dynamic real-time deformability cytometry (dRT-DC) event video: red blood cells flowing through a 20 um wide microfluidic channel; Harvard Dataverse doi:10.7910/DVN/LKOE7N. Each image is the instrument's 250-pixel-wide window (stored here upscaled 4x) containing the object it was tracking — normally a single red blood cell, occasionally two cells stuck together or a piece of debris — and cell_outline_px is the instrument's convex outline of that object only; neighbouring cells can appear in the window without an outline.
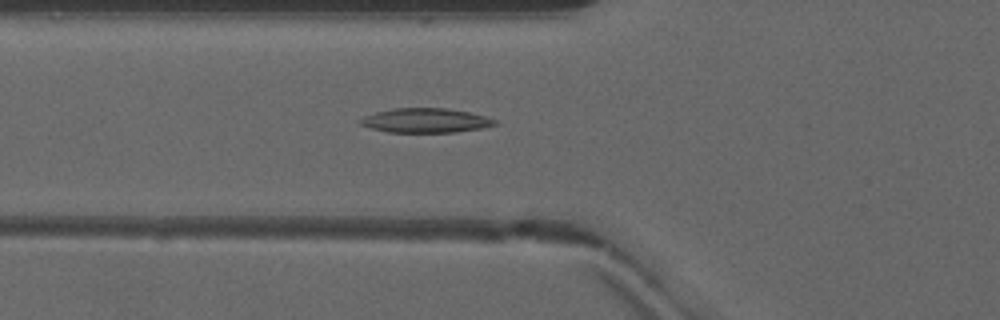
{"species": "common noctule bat (a hibernating species)", "species_latin": "Nyctalus noctula", "temperature_condition": "warm", "stored_images_in_passage": 34, "camera_frame_rate_fps": 3000, "um_per_image_px": 0.085, "animal": {"sex": "male", "forearm_length_mm": 52.5}, "frame": {"image": 1, "passage_image": 9, "time_ms": 2.667, "image_size_px": [1000, 320], "cell_outline_px": [[500, 124], [480, 128], [456, 132], [388, 132], [372, 128], [360, 124], [356, 120], [364, 116], [376, 112], [392, 108], [448, 108], [468, 112], [484, 116], [496, 120]], "centroid_in_image_um": [36.16, 10.23], "position_along_channel_um": 89.6, "area_um2": 19.13}}
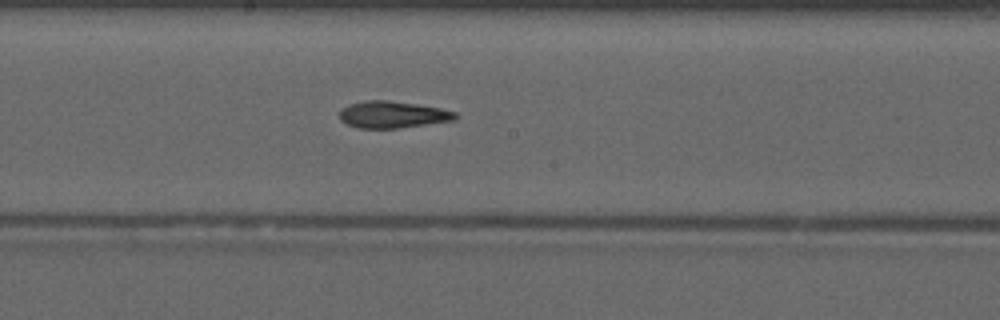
{"frame": {"image": 2, "passage_image": 18, "time_ms": 5.667, "image_size_px": [1000, 320], "cell_outline_px": [[460, 116], [456, 120], [400, 128], [356, 128], [344, 124], [340, 120], [340, 112], [348, 104], [364, 100], [388, 100], [416, 104], [440, 108], [456, 112]], "centroid_in_image_um": [33.38, 9.75], "position_along_channel_um": 214.8, "area_um2": 18.32}}
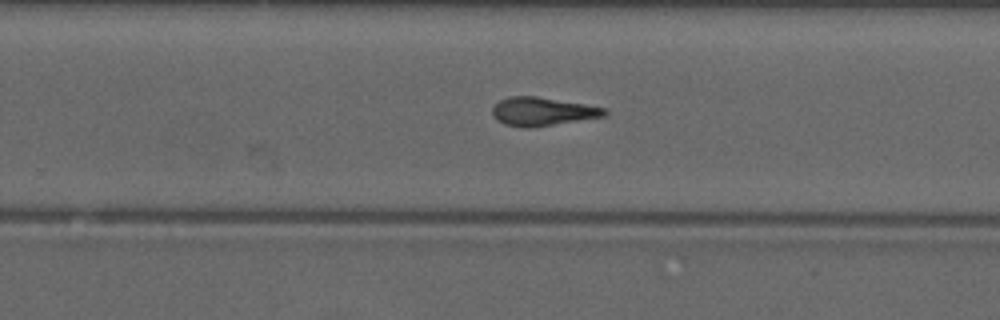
{"frame": {"image": 3, "passage_image": 23, "time_ms": 7.333, "image_size_px": [1000, 320], "cell_outline_px": [[608, 112], [604, 116], [528, 128], [524, 128], [504, 124], [496, 120], [492, 116], [492, 108], [500, 100], [508, 96], [536, 96], [608, 108]], "centroid_in_image_um": [46.07, 9.47], "position_along_channel_um": 283.7, "area_um2": 18.5}}